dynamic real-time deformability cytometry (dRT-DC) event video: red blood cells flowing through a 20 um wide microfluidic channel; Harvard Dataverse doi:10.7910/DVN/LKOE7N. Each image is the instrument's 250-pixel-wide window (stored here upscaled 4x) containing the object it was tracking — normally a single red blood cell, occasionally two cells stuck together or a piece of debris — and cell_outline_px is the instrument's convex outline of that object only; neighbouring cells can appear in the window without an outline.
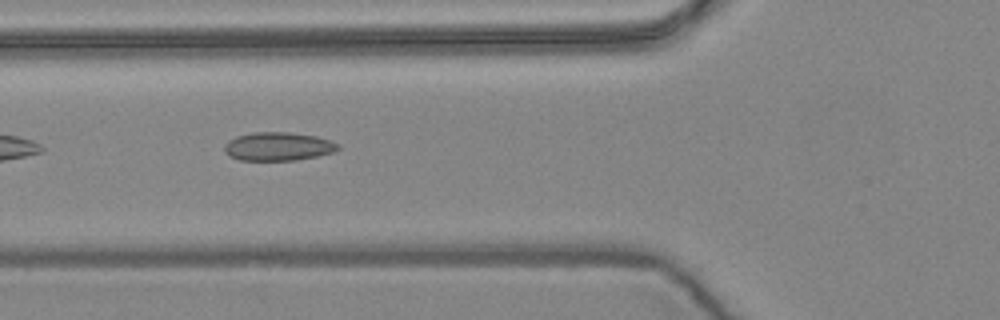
{"species": "common noctule bat (a hibernating species)", "species_latin": "Nyctalus noctula", "temperature_condition": "warm", "stored_images_in_passage": 3, "camera_frame_rate_fps": 3000, "um_per_image_px": 0.085, "animal": {"sex": "female", "body_mass_g": 24.6, "forearm_length_mm": 56.2}, "frame": {"image": 1, "passage_image": 3, "time_ms": 0.667, "image_size_px": [1000, 320], "cell_outline_px": [[340, 148], [332, 152], [316, 156], [296, 160], [240, 160], [228, 156], [224, 152], [224, 144], [228, 140], [236, 136], [252, 132], [288, 132], [316, 136], [332, 140], [340, 144]], "centroid_in_image_um": [23.62, 12.44], "position_along_channel_um": 102.2, "area_um2": 19.02}}